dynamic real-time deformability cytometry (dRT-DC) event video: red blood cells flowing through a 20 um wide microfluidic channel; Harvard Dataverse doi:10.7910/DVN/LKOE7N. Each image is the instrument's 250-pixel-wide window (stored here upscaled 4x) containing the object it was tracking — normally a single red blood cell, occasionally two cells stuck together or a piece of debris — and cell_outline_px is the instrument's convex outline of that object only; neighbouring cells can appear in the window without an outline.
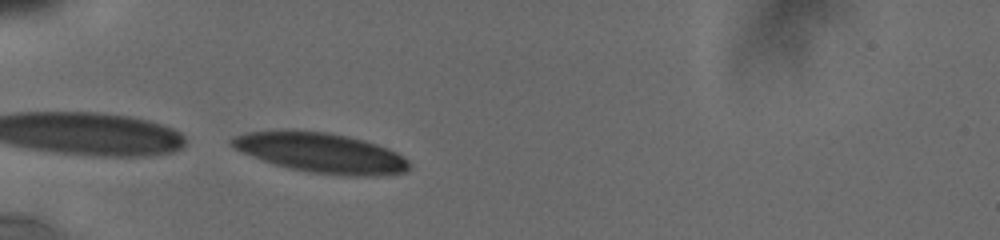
{"species": "human", "species_latin": "Homo sapiens", "temperature_condition": "cold", "stored_images_in_passage": 10, "camera_frame_rate_fps": 3000, "um_per_image_px": 0.085, "donor": {"sex": "male"}, "frame": {"image": 1, "passage_image": 7, "time_ms": 3.0, "image_size_px": [1000, 240], "cell_outline_px": [[412, 168], [408, 172], [380, 176], [344, 176], [308, 172], [288, 168], [240, 152], [232, 148], [228, 144], [228, 140], [232, 136], [244, 132], [328, 132], [348, 136], [364, 140], [388, 148], [404, 156], [412, 164]], "centroid_in_image_um": [27.34, 13.02], "position_along_channel_um": 57.7, "area_um2": 41.27}}